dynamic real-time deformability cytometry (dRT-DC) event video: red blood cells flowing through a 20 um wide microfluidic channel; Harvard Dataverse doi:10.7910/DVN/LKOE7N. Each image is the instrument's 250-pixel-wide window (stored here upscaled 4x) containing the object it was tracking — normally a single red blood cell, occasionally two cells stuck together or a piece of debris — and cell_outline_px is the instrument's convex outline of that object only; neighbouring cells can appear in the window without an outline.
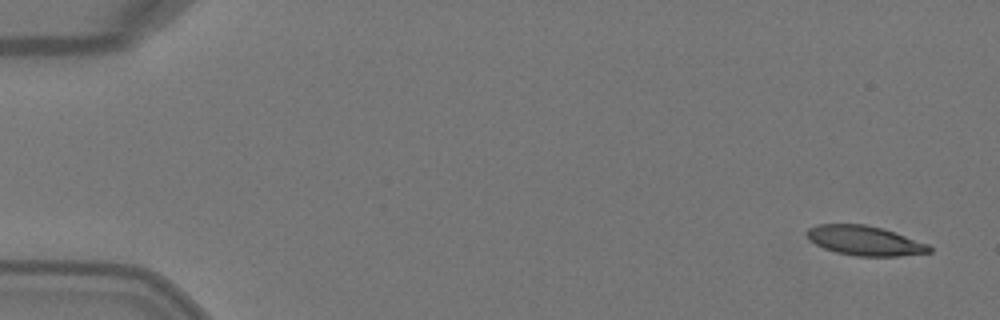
{"species": "Egyptian fruit bat (a non-hibernating species)", "species_latin": "Rousettus aegyptiacus", "temperature_condition": "warm", "stored_images_in_passage": 4, "camera_frame_rate_fps": 3000, "um_per_image_px": 0.085, "animal": {"sex": "female"}, "frame": {"image": 1, "passage_image": 1, "time_ms": 0.0, "image_size_px": [1000, 320], "cell_outline_px": [[932, 252], [900, 256], [856, 256], [836, 252], [824, 248], [808, 240], [808, 228], [816, 224], [864, 224], [880, 228], [928, 244], [932, 248]], "centroid_in_image_um": [73.48, 20.46], "position_along_channel_um": 11.5, "area_um2": 20.87}}